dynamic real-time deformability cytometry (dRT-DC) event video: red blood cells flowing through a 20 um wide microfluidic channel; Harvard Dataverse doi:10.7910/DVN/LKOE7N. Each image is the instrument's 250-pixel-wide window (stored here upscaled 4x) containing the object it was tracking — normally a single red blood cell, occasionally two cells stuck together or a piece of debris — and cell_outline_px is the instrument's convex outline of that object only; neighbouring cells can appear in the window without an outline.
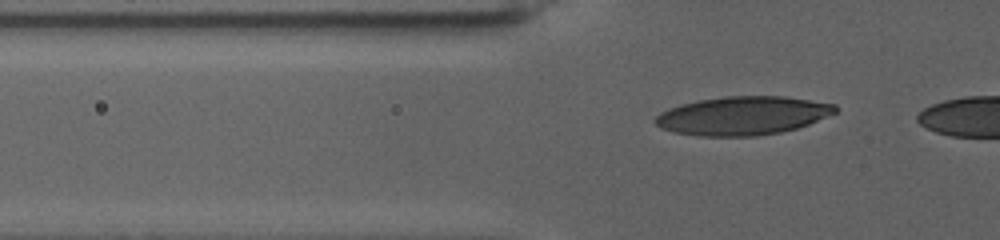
{"species": "human", "species_latin": "Homo sapiens", "temperature_condition": "warm", "stored_images_in_passage": 50, "camera_frame_rate_fps": 3000, "um_per_image_px": 0.085, "donor": {"sex": "female"}, "frame": {"image": 1, "passage_image": 9, "time_ms": 2.667, "image_size_px": [1000, 240], "cell_outline_px": [[836, 112], [808, 124], [796, 128], [780, 132], [756, 136], [696, 136], [672, 132], [660, 128], [652, 120], [660, 112], [668, 108], [680, 104], [696, 100], [724, 96], [784, 96], [836, 104]], "centroid_in_image_um": [63.06, 9.83], "position_along_channel_um": 62.7, "area_um2": 40.63}}
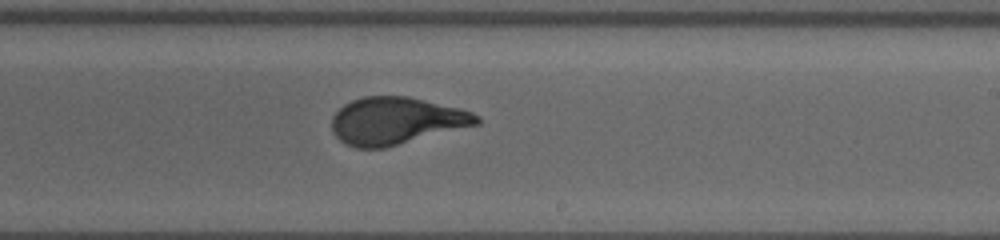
{"frame": {"image": 2, "passage_image": 31, "time_ms": 10.0, "image_size_px": [1000, 240], "cell_outline_px": [[480, 124], [384, 148], [356, 148], [344, 144], [332, 132], [332, 116], [344, 104], [352, 100], [364, 96], [408, 96], [460, 108], [472, 112], [480, 116]], "centroid_in_image_um": [33.67, 10.27], "position_along_channel_um": 255.3, "area_um2": 40.0}}
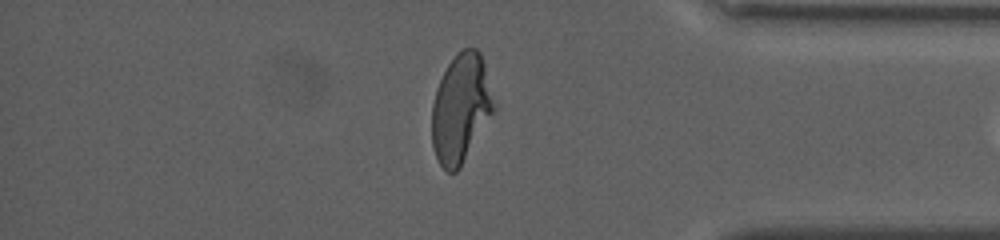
{"frame": {"image": 3, "passage_image": 48, "time_ms": 15.667, "image_size_px": [1000, 240], "cell_outline_px": [[496, 108], [460, 168], [456, 172], [448, 172], [440, 164], [432, 148], [432, 104], [436, 88], [448, 64], [464, 48], [476, 48], [480, 52], [496, 104]], "centroid_in_image_um": [39.17, 9.24], "position_along_channel_um": 396.0, "area_um2": 39.02}}